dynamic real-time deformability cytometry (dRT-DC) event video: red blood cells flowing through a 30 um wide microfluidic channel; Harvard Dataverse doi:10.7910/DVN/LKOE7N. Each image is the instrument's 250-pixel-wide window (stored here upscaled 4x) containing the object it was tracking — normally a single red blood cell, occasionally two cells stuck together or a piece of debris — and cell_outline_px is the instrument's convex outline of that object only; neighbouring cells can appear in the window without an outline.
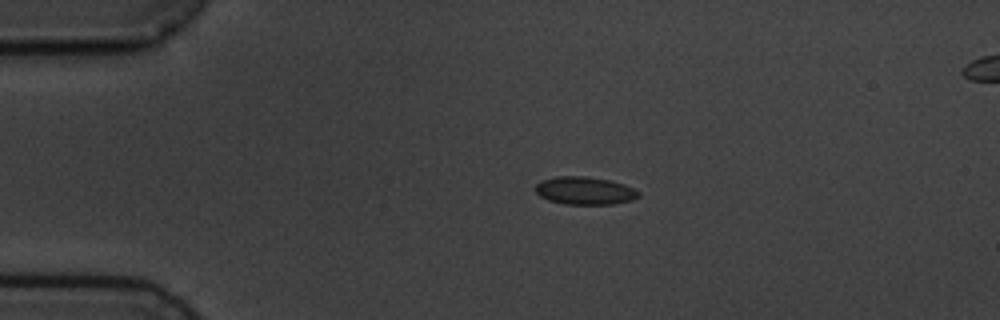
{"species": "common noctule bat (a hibernating species)", "species_latin": "Nyctalus noctula", "temperature_condition": "cold", "stored_images_in_passage": 15, "segment_of_instrument_passage": [1, 2], "camera_frame_rate_fps": 3000, "um_per_image_px": 0.085, "animal": {"sex": "male", "body_mass_g": 19.5, "forearm_length_mm": 54.6}, "frame": {"image": 1, "passage_image": 3, "time_ms": 2.333, "image_size_px": [1000, 320], "cell_outline_px": [[640, 196], [632, 200], [616, 204], [564, 204], [548, 200], [540, 196], [536, 192], [536, 184], [540, 180], [556, 176], [588, 176], [612, 180], [624, 184], [640, 192]], "centroid_in_image_um": [49.71, 16.2], "position_along_channel_um": 35.3, "area_um2": 16.94}}
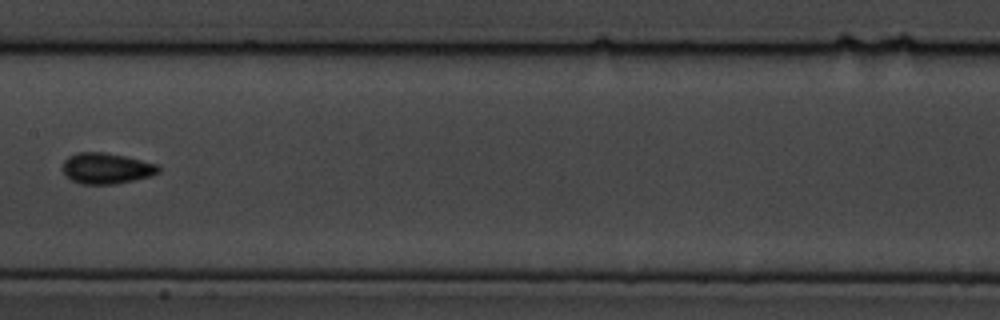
{"frame": {"image": 2, "passage_image": 7, "time_ms": 8.0, "image_size_px": [1000, 320], "cell_outline_px": [[160, 172], [148, 176], [132, 180], [112, 184], [80, 184], [72, 180], [64, 172], [64, 160], [68, 156], [76, 152], [104, 152], [124, 156], [160, 164]], "centroid_in_image_um": [9.06, 14.29], "position_along_channel_um": 198.3, "area_um2": 17.11}}
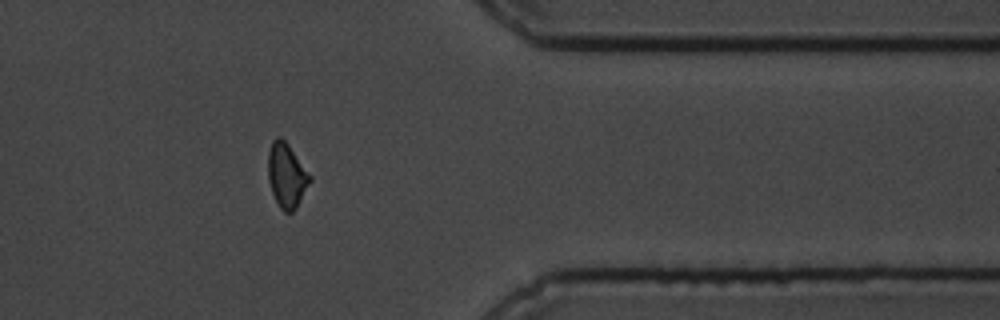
{"frame": {"image": 3, "passage_image": 12, "time_ms": 13.667, "image_size_px": [1000, 320], "cell_outline_px": [[312, 180], [296, 208], [292, 212], [284, 212], [280, 208], [272, 192], [268, 180], [268, 152], [272, 140], [276, 136], [280, 136], [288, 144], [312, 176]], "centroid_in_image_um": [24.37, 14.89], "position_along_channel_um": 387.0, "area_um2": 15.78}}